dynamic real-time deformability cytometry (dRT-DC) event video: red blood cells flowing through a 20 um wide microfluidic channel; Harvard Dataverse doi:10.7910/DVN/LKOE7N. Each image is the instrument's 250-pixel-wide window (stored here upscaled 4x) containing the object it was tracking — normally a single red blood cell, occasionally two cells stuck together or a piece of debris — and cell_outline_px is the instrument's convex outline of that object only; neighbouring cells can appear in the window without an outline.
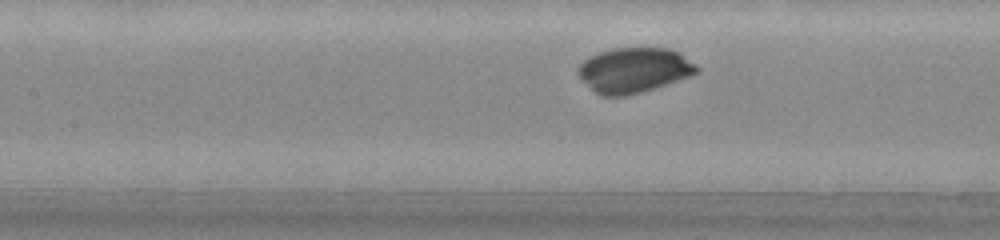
{"species": "common noctule bat (a hibernating species)", "species_latin": "Nyctalus noctula", "temperature_condition": "warm", "stored_images_in_passage": 26, "camera_frame_rate_fps": 3000, "um_per_image_px": 0.085, "animal": {"sex": "male", "body_mass_g": 20.0, "forearm_length_mm": 53.3}, "frame": {"image": 1, "passage_image": 10, "time_ms": 3.0, "image_size_px": [1000, 240], "cell_outline_px": [[700, 72], [640, 92], [624, 96], [600, 96], [592, 92], [576, 72], [576, 68], [588, 56], [612, 48], [668, 48], [680, 52], [696, 64], [700, 68]], "centroid_in_image_um": [53.85, 5.95], "position_along_channel_um": 153.6, "area_um2": 31.21}}
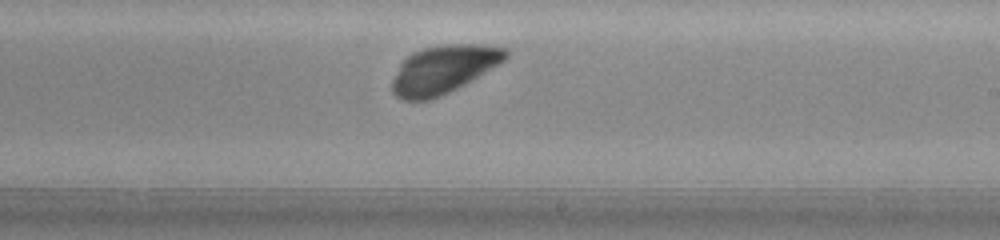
{"frame": {"image": 2, "passage_image": 17, "time_ms": 5.333, "image_size_px": [1000, 240], "cell_outline_px": [[508, 56], [504, 60], [472, 80], [440, 96], [428, 100], [404, 100], [396, 96], [392, 92], [392, 80], [400, 64], [412, 52], [424, 48], [444, 44], [484, 44], [508, 48]], "centroid_in_image_um": [37.7, 5.88], "position_along_channel_um": 251.3, "area_um2": 31.56}}
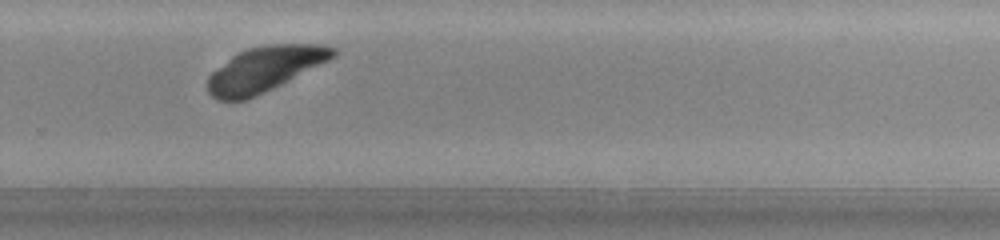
{"frame": {"image": 3, "passage_image": 21, "time_ms": 6.667, "image_size_px": [1000, 240], "cell_outline_px": [[336, 56], [256, 96], [244, 100], [216, 100], [208, 92], [208, 76], [212, 72], [232, 56], [248, 48], [268, 44], [324, 44], [336, 48]], "centroid_in_image_um": [22.48, 5.86], "position_along_channel_um": 307.3, "area_um2": 32.37}}